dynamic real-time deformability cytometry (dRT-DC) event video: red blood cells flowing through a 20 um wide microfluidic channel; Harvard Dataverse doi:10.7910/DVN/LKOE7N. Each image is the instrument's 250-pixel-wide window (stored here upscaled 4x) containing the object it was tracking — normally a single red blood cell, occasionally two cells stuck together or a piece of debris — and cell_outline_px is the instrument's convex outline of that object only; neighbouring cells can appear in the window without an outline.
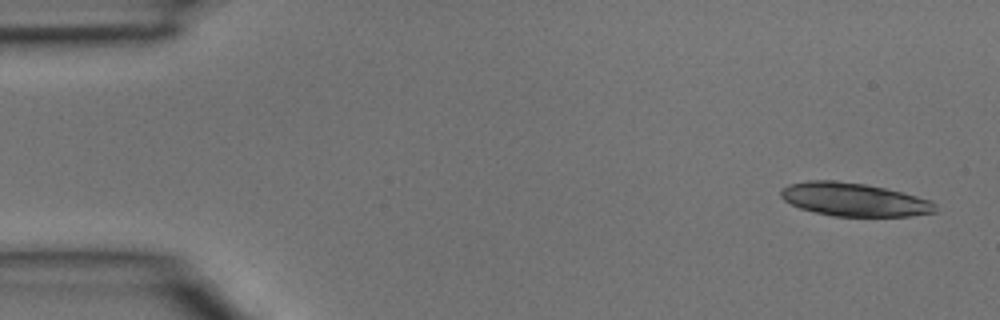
{"species": "common noctule bat (a hibernating species)", "species_latin": "Nyctalus noctula", "temperature_condition": "room temperature", "stored_images_in_passage": 5, "camera_frame_rate_fps": 3000, "um_per_image_px": 0.085, "animal": {"sex": "male", "body_mass_g": 15.6}, "frame": {"image": 1, "passage_image": 1, "time_ms": 0.0, "image_size_px": [1000, 320], "cell_outline_px": [[936, 212], [912, 216], [832, 216], [800, 208], [784, 200], [780, 196], [780, 192], [788, 184], [808, 180], [832, 180], [864, 184], [884, 188], [932, 200], [936, 204]], "centroid_in_image_um": [72.6, 16.96], "position_along_channel_um": 12.4, "area_um2": 29.82}}
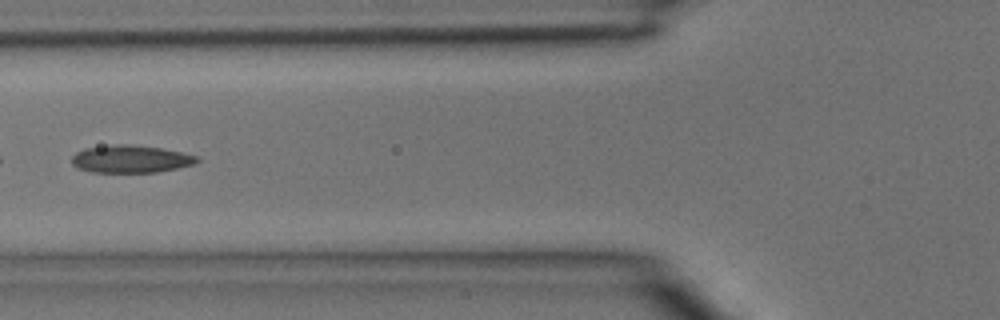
{"frame": {"image": 2, "passage_image": 5, "time_ms": 1.333, "image_size_px": [1000, 320], "cell_outline_px": [[200, 160], [196, 164], [156, 172], [92, 172], [76, 168], [72, 164], [72, 156], [76, 152], [84, 148], [116, 144], [128, 144], [160, 148], [200, 156]], "centroid_in_image_um": [11.11, 13.51], "position_along_channel_um": 114.7, "area_um2": 20.17}}